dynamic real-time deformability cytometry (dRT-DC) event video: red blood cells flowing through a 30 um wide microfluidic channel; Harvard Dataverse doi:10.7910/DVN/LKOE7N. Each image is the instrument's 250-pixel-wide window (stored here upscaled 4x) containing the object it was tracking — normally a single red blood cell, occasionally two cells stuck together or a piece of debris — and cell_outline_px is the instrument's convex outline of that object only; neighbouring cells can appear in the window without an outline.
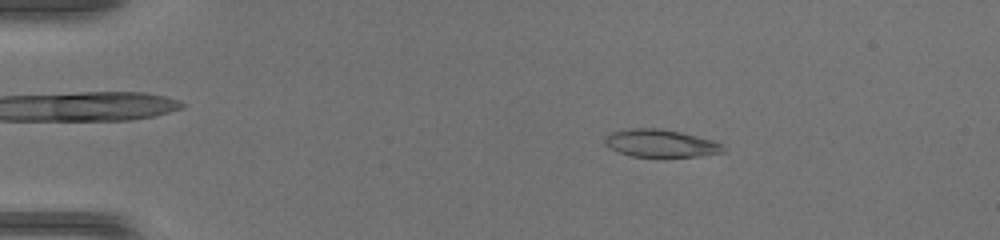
{"species": "common noctule bat (a hibernating species)", "species_latin": "Nyctalus noctula", "temperature_condition": "warm", "stored_images_in_passage": 47, "camera_frame_rate_fps": 3000, "um_per_image_px": 0.085, "animal": {"sex": "female", "body_mass_g": 17.0, "forearm_length_mm": 48.0}, "frame": {"image": 1, "passage_image": 9, "time_ms": 2.667, "image_size_px": [1000, 240], "cell_outline_px": [[724, 152], [696, 156], [632, 156], [608, 148], [604, 144], [604, 136], [612, 132], [624, 128], [660, 128], [680, 132], [712, 140], [724, 144]], "centroid_in_image_um": [56.1, 12.16], "position_along_channel_um": 28.9, "area_um2": 19.02}}
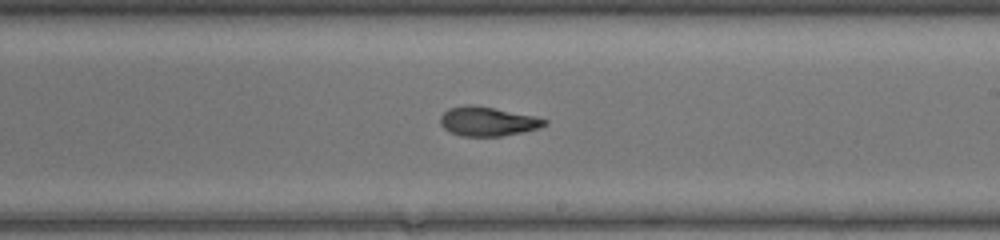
{"frame": {"image": 2, "passage_image": 29, "time_ms": 9.333, "image_size_px": [1000, 240], "cell_outline_px": [[548, 124], [536, 128], [520, 132], [500, 136], [460, 136], [448, 132], [440, 124], [440, 116], [448, 108], [464, 104], [472, 104], [532, 116], [548, 120]], "centroid_in_image_um": [41.36, 10.32], "position_along_channel_um": 247.6, "area_um2": 17.57}}
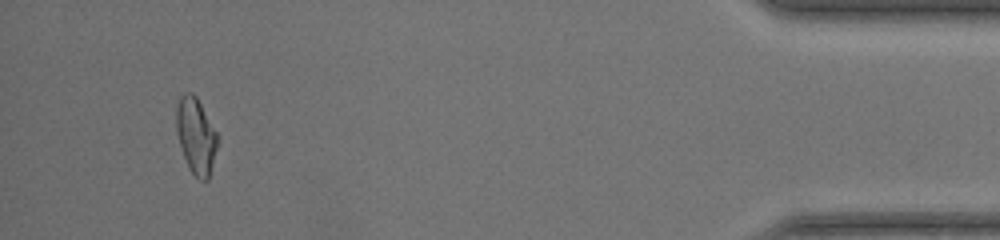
{"frame": {"image": 3, "passage_image": 45, "time_ms": 14.667, "image_size_px": [1000, 240], "cell_outline_px": [[220, 140], [208, 180], [200, 180], [188, 168], [176, 132], [176, 104], [180, 96], [184, 92], [192, 92], [196, 96], [216, 132]], "centroid_in_image_um": [16.66, 11.53], "position_along_channel_um": 418.5, "area_um2": 18.32}}